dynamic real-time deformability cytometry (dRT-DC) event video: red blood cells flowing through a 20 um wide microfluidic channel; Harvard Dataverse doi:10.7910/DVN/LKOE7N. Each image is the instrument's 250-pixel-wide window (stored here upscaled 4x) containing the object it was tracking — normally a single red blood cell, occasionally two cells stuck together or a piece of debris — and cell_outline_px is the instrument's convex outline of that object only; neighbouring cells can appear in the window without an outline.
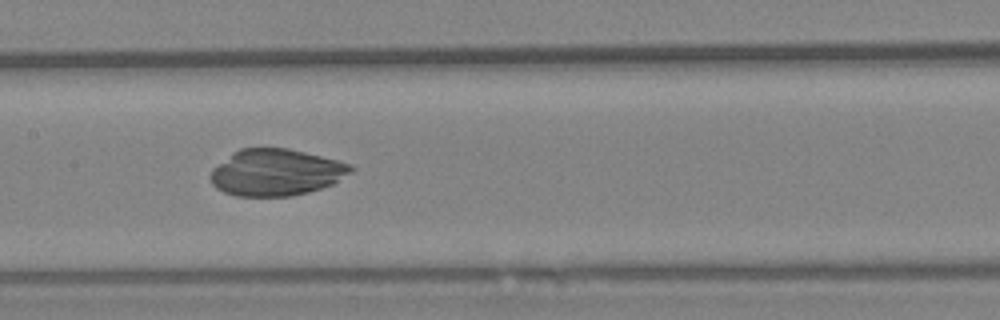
{"species": "Egyptian fruit bat (a non-hibernating species)", "species_latin": "Rousettus aegyptiacus", "temperature_condition": "warm", "stored_images_in_passage": 60, "camera_frame_rate_fps": 3000, "um_per_image_px": 0.085, "animal": {"sex": "female"}, "frame": {"image": 1, "passage_image": 30, "time_ms": 9.667, "image_size_px": [1000, 320], "cell_outline_px": [[356, 168], [352, 172], [332, 184], [308, 192], [292, 196], [236, 196], [224, 192], [216, 188], [212, 184], [208, 176], [212, 168], [232, 152], [240, 148], [288, 148], [352, 164]], "centroid_in_image_um": [23.43, 14.65], "position_along_channel_um": 184.0, "area_um2": 38.32}}
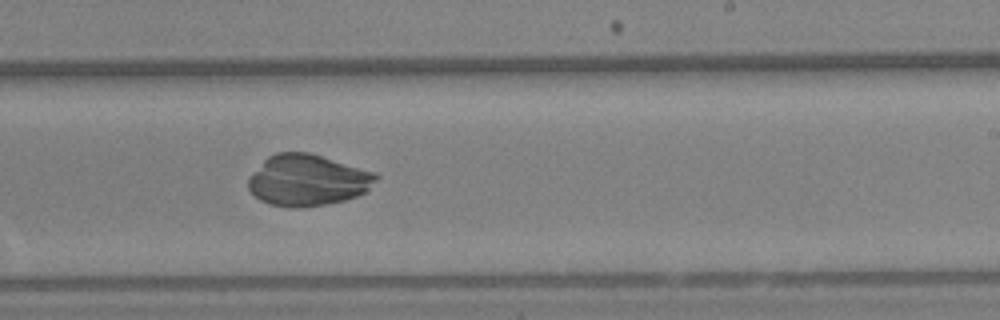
{"frame": {"image": 2, "passage_image": 37, "time_ms": 12.0, "image_size_px": [1000, 320], "cell_outline_px": [[380, 176], [364, 192], [356, 196], [344, 200], [324, 204], [296, 208], [288, 208], [268, 204], [260, 200], [248, 188], [248, 176], [268, 156], [276, 152], [308, 152], [376, 172]], "centroid_in_image_um": [26.11, 15.31], "position_along_channel_um": 262.9, "area_um2": 38.15}}
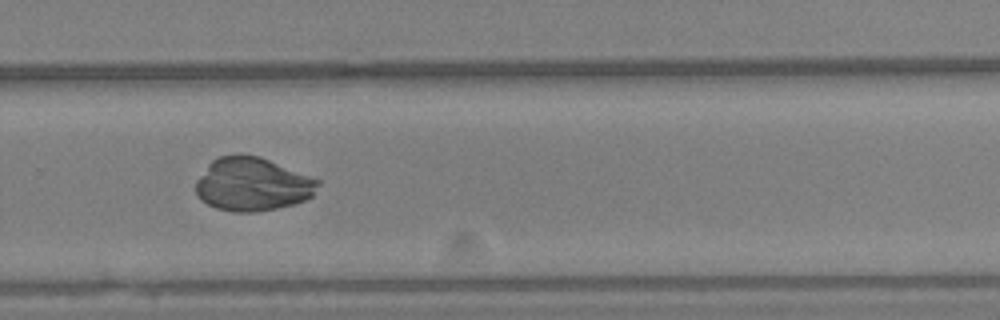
{"frame": {"image": 3, "passage_image": 41, "time_ms": 13.333, "image_size_px": [1000, 320], "cell_outline_px": [[320, 184], [312, 196], [304, 200], [292, 204], [276, 208], [256, 212], [232, 212], [216, 208], [200, 200], [196, 192], [196, 180], [208, 164], [212, 160], [220, 156], [240, 152], [260, 156], [320, 180]], "centroid_in_image_um": [21.43, 15.64], "position_along_channel_um": 308.4, "area_um2": 38.32}}